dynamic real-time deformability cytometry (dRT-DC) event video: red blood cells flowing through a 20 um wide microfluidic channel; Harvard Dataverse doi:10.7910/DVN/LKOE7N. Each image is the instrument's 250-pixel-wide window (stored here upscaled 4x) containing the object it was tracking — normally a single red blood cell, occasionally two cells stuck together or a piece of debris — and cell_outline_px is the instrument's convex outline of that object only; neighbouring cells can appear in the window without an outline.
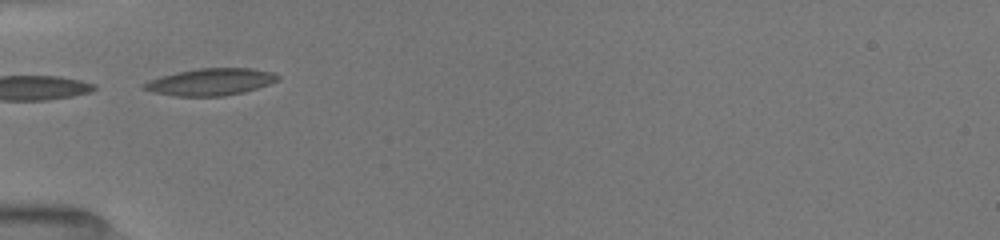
{"species": "common noctule bat (a hibernating species)", "species_latin": "Nyctalus noctula", "temperature_condition": "room temperature", "stored_images_in_passage": 3, "camera_frame_rate_fps": 3000, "um_per_image_px": 0.085, "animal": {"sex": "female", "body_mass_g": 19.5, "forearm_length_mm": 54.1}, "frame": {"image": 1, "passage_image": 1, "time_ms": 0.0, "image_size_px": [1000, 240], "cell_outline_px": [[280, 80], [244, 92], [224, 96], [176, 96], [152, 92], [140, 88], [140, 84], [148, 80], [160, 76], [176, 72], [196, 68], [252, 68], [272, 72], [280, 76]], "centroid_in_image_um": [17.85, 6.96], "position_along_channel_um": 67.2, "area_um2": 21.27}}
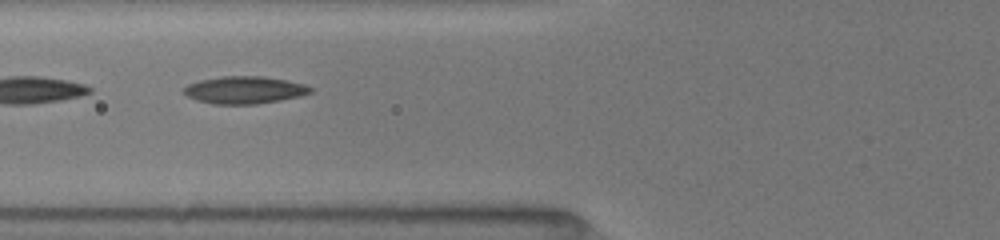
{"frame": {"image": 2, "passage_image": 2, "time_ms": 0.333, "image_size_px": [1000, 240], "cell_outline_px": [[312, 92], [300, 96], [280, 100], [256, 104], [212, 104], [196, 100], [188, 96], [184, 92], [184, 88], [188, 84], [200, 80], [220, 76], [264, 76], [288, 80], [304, 84], [312, 88]], "centroid_in_image_um": [20.79, 7.64], "position_along_channel_um": 105.0, "area_um2": 20.23}}